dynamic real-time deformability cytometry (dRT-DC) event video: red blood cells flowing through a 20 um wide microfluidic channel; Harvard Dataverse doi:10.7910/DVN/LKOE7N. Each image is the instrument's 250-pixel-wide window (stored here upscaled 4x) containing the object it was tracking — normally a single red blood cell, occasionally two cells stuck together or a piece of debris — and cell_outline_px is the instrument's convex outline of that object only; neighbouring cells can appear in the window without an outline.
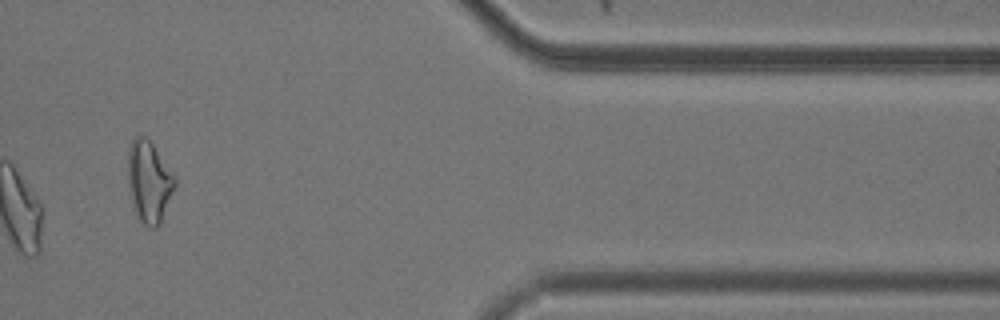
{"species": "common noctule bat (a hibernating species)", "species_latin": "Nyctalus noctula", "temperature_condition": "cold", "stored_images_in_passage": 15, "camera_frame_rate_fps": 3000, "um_per_image_px": 0.085, "animal": {"sex": "male", "body_mass_g": 20.5, "forearm_length_mm": 52.5}, "frame": {"image": 1, "passage_image": 13, "time_ms": 16.333, "image_size_px": [1000, 320], "cell_outline_px": [[176, 184], [160, 224], [156, 228], [152, 228], [144, 224], [136, 216], [132, 204], [128, 184], [128, 148], [132, 140], [136, 136], [148, 136], [176, 176]], "centroid_in_image_um": [12.67, 15.41], "position_along_channel_um": 398.7, "area_um2": 22.66}, "authors_computed_cell_mechanics": {"area_um2": 21.964, "velocity_mm_per_s": 3.6817, "shape_relaxation_time_tau1_ms": 2.7211, "shape_relaxation_time_tau2_ms": 4.3466, "deformation_change_tau1": 0.1068, "deformation_change_tau2": 0.1153}}